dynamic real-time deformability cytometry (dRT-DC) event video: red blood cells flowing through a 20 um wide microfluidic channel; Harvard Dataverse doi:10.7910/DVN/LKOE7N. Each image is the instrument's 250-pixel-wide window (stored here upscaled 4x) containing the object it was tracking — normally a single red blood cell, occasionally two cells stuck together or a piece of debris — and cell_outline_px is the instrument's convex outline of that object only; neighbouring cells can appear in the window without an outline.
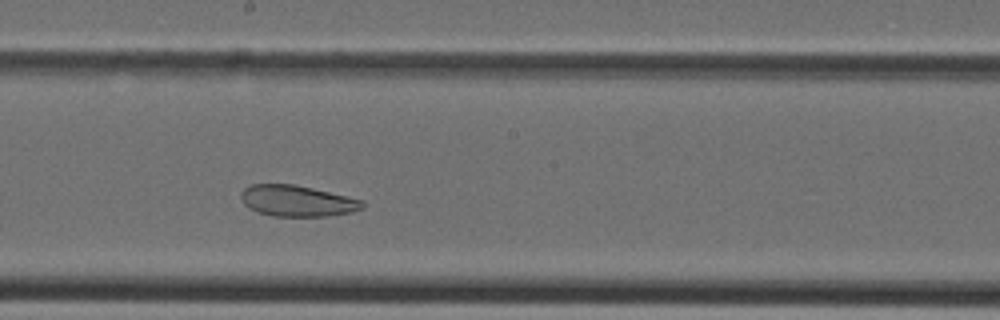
{"species": "Egyptian fruit bat (a non-hibernating species)", "species_latin": "Rousettus aegyptiacus", "temperature_condition": "cold", "stored_images_in_passage": 32, "camera_frame_rate_fps": 3000, "um_per_image_px": 0.085, "animal": {"sex": "female"}, "frame": {"image": 1, "passage_image": 14, "time_ms": 4.333, "image_size_px": [1000, 320], "cell_outline_px": [[364, 208], [352, 212], [328, 216], [272, 216], [248, 208], [244, 204], [240, 196], [240, 192], [244, 188], [252, 184], [292, 184], [312, 188], [364, 200]], "centroid_in_image_um": [25.26, 17.07], "position_along_channel_um": 222.9, "area_um2": 22.02}}